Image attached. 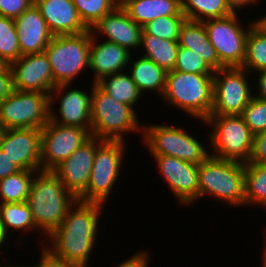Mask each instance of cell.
Returning <instances> with one entry per match:
<instances>
[{"instance_id": "1", "label": "cell", "mask_w": 266, "mask_h": 267, "mask_svg": "<svg viewBox=\"0 0 266 267\" xmlns=\"http://www.w3.org/2000/svg\"><path fill=\"white\" fill-rule=\"evenodd\" d=\"M104 206L77 200L60 226L41 241V249L58 261L89 267L92 251L99 246L96 243L100 237V216Z\"/></svg>"}, {"instance_id": "2", "label": "cell", "mask_w": 266, "mask_h": 267, "mask_svg": "<svg viewBox=\"0 0 266 267\" xmlns=\"http://www.w3.org/2000/svg\"><path fill=\"white\" fill-rule=\"evenodd\" d=\"M77 200L52 171L35 173L26 202L40 235H44L41 239L60 226Z\"/></svg>"}, {"instance_id": "3", "label": "cell", "mask_w": 266, "mask_h": 267, "mask_svg": "<svg viewBox=\"0 0 266 267\" xmlns=\"http://www.w3.org/2000/svg\"><path fill=\"white\" fill-rule=\"evenodd\" d=\"M162 98L166 106L176 107L203 122L213 106V75L168 71Z\"/></svg>"}, {"instance_id": "4", "label": "cell", "mask_w": 266, "mask_h": 267, "mask_svg": "<svg viewBox=\"0 0 266 267\" xmlns=\"http://www.w3.org/2000/svg\"><path fill=\"white\" fill-rule=\"evenodd\" d=\"M198 173V201L209 196L230 207L245 206V163L210 155L198 165Z\"/></svg>"}, {"instance_id": "5", "label": "cell", "mask_w": 266, "mask_h": 267, "mask_svg": "<svg viewBox=\"0 0 266 267\" xmlns=\"http://www.w3.org/2000/svg\"><path fill=\"white\" fill-rule=\"evenodd\" d=\"M91 135L102 140L126 141L125 134L140 133L143 123L138 113L125 103L109 96L97 83H92Z\"/></svg>"}, {"instance_id": "6", "label": "cell", "mask_w": 266, "mask_h": 267, "mask_svg": "<svg viewBox=\"0 0 266 267\" xmlns=\"http://www.w3.org/2000/svg\"><path fill=\"white\" fill-rule=\"evenodd\" d=\"M188 131L176 124L143 123L142 138L150 155H166L200 165L211 151Z\"/></svg>"}, {"instance_id": "7", "label": "cell", "mask_w": 266, "mask_h": 267, "mask_svg": "<svg viewBox=\"0 0 266 267\" xmlns=\"http://www.w3.org/2000/svg\"><path fill=\"white\" fill-rule=\"evenodd\" d=\"M90 41V29L80 34L53 36L44 52L51 65L55 87L72 85V81L89 69Z\"/></svg>"}, {"instance_id": "8", "label": "cell", "mask_w": 266, "mask_h": 267, "mask_svg": "<svg viewBox=\"0 0 266 267\" xmlns=\"http://www.w3.org/2000/svg\"><path fill=\"white\" fill-rule=\"evenodd\" d=\"M203 123L210 128L207 142L212 156L242 163L249 161L254 135L241 115H210Z\"/></svg>"}, {"instance_id": "9", "label": "cell", "mask_w": 266, "mask_h": 267, "mask_svg": "<svg viewBox=\"0 0 266 267\" xmlns=\"http://www.w3.org/2000/svg\"><path fill=\"white\" fill-rule=\"evenodd\" d=\"M127 142L103 140L96 147L89 182L78 201L107 204L117 180L121 177Z\"/></svg>"}, {"instance_id": "10", "label": "cell", "mask_w": 266, "mask_h": 267, "mask_svg": "<svg viewBox=\"0 0 266 267\" xmlns=\"http://www.w3.org/2000/svg\"><path fill=\"white\" fill-rule=\"evenodd\" d=\"M237 14L203 21L208 39L215 48L220 63L225 68L242 67L246 56V39L255 21L248 28Z\"/></svg>"}, {"instance_id": "11", "label": "cell", "mask_w": 266, "mask_h": 267, "mask_svg": "<svg viewBox=\"0 0 266 267\" xmlns=\"http://www.w3.org/2000/svg\"><path fill=\"white\" fill-rule=\"evenodd\" d=\"M49 95L13 89L0 102L2 129H42L49 122Z\"/></svg>"}, {"instance_id": "12", "label": "cell", "mask_w": 266, "mask_h": 267, "mask_svg": "<svg viewBox=\"0 0 266 267\" xmlns=\"http://www.w3.org/2000/svg\"><path fill=\"white\" fill-rule=\"evenodd\" d=\"M250 75L241 67L216 70L213 75V106L210 115H241L254 96V89L248 80Z\"/></svg>"}, {"instance_id": "13", "label": "cell", "mask_w": 266, "mask_h": 267, "mask_svg": "<svg viewBox=\"0 0 266 267\" xmlns=\"http://www.w3.org/2000/svg\"><path fill=\"white\" fill-rule=\"evenodd\" d=\"M92 137L86 128L49 122L41 129V169L52 171Z\"/></svg>"}, {"instance_id": "14", "label": "cell", "mask_w": 266, "mask_h": 267, "mask_svg": "<svg viewBox=\"0 0 266 267\" xmlns=\"http://www.w3.org/2000/svg\"><path fill=\"white\" fill-rule=\"evenodd\" d=\"M70 86L57 85L50 92L49 120L63 126L86 128L91 132L92 86L89 93V90L85 91L81 87L70 89ZM56 103H59L56 106L58 111L53 108Z\"/></svg>"}, {"instance_id": "15", "label": "cell", "mask_w": 266, "mask_h": 267, "mask_svg": "<svg viewBox=\"0 0 266 267\" xmlns=\"http://www.w3.org/2000/svg\"><path fill=\"white\" fill-rule=\"evenodd\" d=\"M152 158L166 186L178 200V205L193 206V203L198 201V165L166 155H152Z\"/></svg>"}, {"instance_id": "16", "label": "cell", "mask_w": 266, "mask_h": 267, "mask_svg": "<svg viewBox=\"0 0 266 267\" xmlns=\"http://www.w3.org/2000/svg\"><path fill=\"white\" fill-rule=\"evenodd\" d=\"M0 148L20 170H42L41 129H2Z\"/></svg>"}, {"instance_id": "17", "label": "cell", "mask_w": 266, "mask_h": 267, "mask_svg": "<svg viewBox=\"0 0 266 267\" xmlns=\"http://www.w3.org/2000/svg\"><path fill=\"white\" fill-rule=\"evenodd\" d=\"M13 89L50 95L55 88L52 69L45 52L22 55L11 63Z\"/></svg>"}, {"instance_id": "18", "label": "cell", "mask_w": 266, "mask_h": 267, "mask_svg": "<svg viewBox=\"0 0 266 267\" xmlns=\"http://www.w3.org/2000/svg\"><path fill=\"white\" fill-rule=\"evenodd\" d=\"M102 141V139L92 136L82 146L78 147L69 158L52 170L65 185V188L77 199L87 188L96 147Z\"/></svg>"}, {"instance_id": "19", "label": "cell", "mask_w": 266, "mask_h": 267, "mask_svg": "<svg viewBox=\"0 0 266 267\" xmlns=\"http://www.w3.org/2000/svg\"><path fill=\"white\" fill-rule=\"evenodd\" d=\"M90 31L94 37H103L100 38L102 41L116 43L132 53L136 49L142 52L140 47L143 26L132 20L121 6L106 14Z\"/></svg>"}, {"instance_id": "20", "label": "cell", "mask_w": 266, "mask_h": 267, "mask_svg": "<svg viewBox=\"0 0 266 267\" xmlns=\"http://www.w3.org/2000/svg\"><path fill=\"white\" fill-rule=\"evenodd\" d=\"M132 52L109 41H101L91 34L89 70L93 75L92 83L103 77L126 70L130 64Z\"/></svg>"}, {"instance_id": "21", "label": "cell", "mask_w": 266, "mask_h": 267, "mask_svg": "<svg viewBox=\"0 0 266 267\" xmlns=\"http://www.w3.org/2000/svg\"><path fill=\"white\" fill-rule=\"evenodd\" d=\"M53 36L80 34L89 29L72 0H34Z\"/></svg>"}, {"instance_id": "22", "label": "cell", "mask_w": 266, "mask_h": 267, "mask_svg": "<svg viewBox=\"0 0 266 267\" xmlns=\"http://www.w3.org/2000/svg\"><path fill=\"white\" fill-rule=\"evenodd\" d=\"M14 21L21 55L44 52L53 35L36 5L33 4Z\"/></svg>"}, {"instance_id": "23", "label": "cell", "mask_w": 266, "mask_h": 267, "mask_svg": "<svg viewBox=\"0 0 266 267\" xmlns=\"http://www.w3.org/2000/svg\"><path fill=\"white\" fill-rule=\"evenodd\" d=\"M178 43L201 57L214 71L225 68L208 39L203 22L186 19L181 26Z\"/></svg>"}, {"instance_id": "24", "label": "cell", "mask_w": 266, "mask_h": 267, "mask_svg": "<svg viewBox=\"0 0 266 267\" xmlns=\"http://www.w3.org/2000/svg\"><path fill=\"white\" fill-rule=\"evenodd\" d=\"M0 227L3 235L10 240L9 237L11 234L21 233V237H14V240L18 243L24 244L25 239H23V235L27 233L31 234L36 231L38 234L39 229L37 228L32 212L30 210L27 202H11V203H0ZM20 231V232H19ZM33 231V232H32ZM10 232V233H9ZM25 232V234H23ZM21 239V240H20ZM21 241V242H19Z\"/></svg>"}, {"instance_id": "25", "label": "cell", "mask_w": 266, "mask_h": 267, "mask_svg": "<svg viewBox=\"0 0 266 267\" xmlns=\"http://www.w3.org/2000/svg\"><path fill=\"white\" fill-rule=\"evenodd\" d=\"M121 7L140 26L162 16H185L181 0H127Z\"/></svg>"}, {"instance_id": "26", "label": "cell", "mask_w": 266, "mask_h": 267, "mask_svg": "<svg viewBox=\"0 0 266 267\" xmlns=\"http://www.w3.org/2000/svg\"><path fill=\"white\" fill-rule=\"evenodd\" d=\"M132 57L133 58L130 59V64H132H129L127 69L140 93L145 95L148 91H151V93L154 91L156 95L158 93L159 96H162L165 89L167 72L154 61L142 57L141 55L137 58L135 57V59L133 55Z\"/></svg>"}, {"instance_id": "27", "label": "cell", "mask_w": 266, "mask_h": 267, "mask_svg": "<svg viewBox=\"0 0 266 267\" xmlns=\"http://www.w3.org/2000/svg\"><path fill=\"white\" fill-rule=\"evenodd\" d=\"M179 47L178 40H167L142 32L141 48L147 59L154 61L166 72L174 70Z\"/></svg>"}, {"instance_id": "28", "label": "cell", "mask_w": 266, "mask_h": 267, "mask_svg": "<svg viewBox=\"0 0 266 267\" xmlns=\"http://www.w3.org/2000/svg\"><path fill=\"white\" fill-rule=\"evenodd\" d=\"M97 84L114 100L130 105L135 111H137L136 105L144 97L131 79L128 70L105 76Z\"/></svg>"}, {"instance_id": "29", "label": "cell", "mask_w": 266, "mask_h": 267, "mask_svg": "<svg viewBox=\"0 0 266 267\" xmlns=\"http://www.w3.org/2000/svg\"><path fill=\"white\" fill-rule=\"evenodd\" d=\"M245 206L266 211V164L245 163Z\"/></svg>"}, {"instance_id": "30", "label": "cell", "mask_w": 266, "mask_h": 267, "mask_svg": "<svg viewBox=\"0 0 266 267\" xmlns=\"http://www.w3.org/2000/svg\"><path fill=\"white\" fill-rule=\"evenodd\" d=\"M35 173L20 170L0 180V203L26 202Z\"/></svg>"}, {"instance_id": "31", "label": "cell", "mask_w": 266, "mask_h": 267, "mask_svg": "<svg viewBox=\"0 0 266 267\" xmlns=\"http://www.w3.org/2000/svg\"><path fill=\"white\" fill-rule=\"evenodd\" d=\"M181 10L188 20L201 22L232 14L225 0H181Z\"/></svg>"}, {"instance_id": "32", "label": "cell", "mask_w": 266, "mask_h": 267, "mask_svg": "<svg viewBox=\"0 0 266 267\" xmlns=\"http://www.w3.org/2000/svg\"><path fill=\"white\" fill-rule=\"evenodd\" d=\"M250 74L266 70V34L254 25L246 39V56L242 65Z\"/></svg>"}, {"instance_id": "33", "label": "cell", "mask_w": 266, "mask_h": 267, "mask_svg": "<svg viewBox=\"0 0 266 267\" xmlns=\"http://www.w3.org/2000/svg\"><path fill=\"white\" fill-rule=\"evenodd\" d=\"M72 2L88 29L117 7L113 0H72Z\"/></svg>"}, {"instance_id": "34", "label": "cell", "mask_w": 266, "mask_h": 267, "mask_svg": "<svg viewBox=\"0 0 266 267\" xmlns=\"http://www.w3.org/2000/svg\"><path fill=\"white\" fill-rule=\"evenodd\" d=\"M0 56L10 64L22 56L15 21L4 16H0Z\"/></svg>"}, {"instance_id": "35", "label": "cell", "mask_w": 266, "mask_h": 267, "mask_svg": "<svg viewBox=\"0 0 266 267\" xmlns=\"http://www.w3.org/2000/svg\"><path fill=\"white\" fill-rule=\"evenodd\" d=\"M186 16H162L146 23L143 31L167 40H178L180 29Z\"/></svg>"}, {"instance_id": "36", "label": "cell", "mask_w": 266, "mask_h": 267, "mask_svg": "<svg viewBox=\"0 0 266 267\" xmlns=\"http://www.w3.org/2000/svg\"><path fill=\"white\" fill-rule=\"evenodd\" d=\"M175 71L202 75H214V70L197 54L186 47H178Z\"/></svg>"}, {"instance_id": "37", "label": "cell", "mask_w": 266, "mask_h": 267, "mask_svg": "<svg viewBox=\"0 0 266 267\" xmlns=\"http://www.w3.org/2000/svg\"><path fill=\"white\" fill-rule=\"evenodd\" d=\"M241 117L253 135L266 131V100L253 96Z\"/></svg>"}, {"instance_id": "38", "label": "cell", "mask_w": 266, "mask_h": 267, "mask_svg": "<svg viewBox=\"0 0 266 267\" xmlns=\"http://www.w3.org/2000/svg\"><path fill=\"white\" fill-rule=\"evenodd\" d=\"M34 4V0H0V16L15 19Z\"/></svg>"}, {"instance_id": "39", "label": "cell", "mask_w": 266, "mask_h": 267, "mask_svg": "<svg viewBox=\"0 0 266 267\" xmlns=\"http://www.w3.org/2000/svg\"><path fill=\"white\" fill-rule=\"evenodd\" d=\"M248 162L266 164V131L253 136V149Z\"/></svg>"}, {"instance_id": "40", "label": "cell", "mask_w": 266, "mask_h": 267, "mask_svg": "<svg viewBox=\"0 0 266 267\" xmlns=\"http://www.w3.org/2000/svg\"><path fill=\"white\" fill-rule=\"evenodd\" d=\"M149 254L148 251H139L129 258L123 259V261L118 263L115 267H149L151 263V255Z\"/></svg>"}, {"instance_id": "41", "label": "cell", "mask_w": 266, "mask_h": 267, "mask_svg": "<svg viewBox=\"0 0 266 267\" xmlns=\"http://www.w3.org/2000/svg\"><path fill=\"white\" fill-rule=\"evenodd\" d=\"M41 252H40V256H39V262H37V264L35 265V263L32 265H28V267H80V266H76L70 263H65V262H61L58 261L54 258H51L44 250H42L40 248Z\"/></svg>"}, {"instance_id": "42", "label": "cell", "mask_w": 266, "mask_h": 267, "mask_svg": "<svg viewBox=\"0 0 266 267\" xmlns=\"http://www.w3.org/2000/svg\"><path fill=\"white\" fill-rule=\"evenodd\" d=\"M20 169L8 158L6 153L0 148V180L3 178L15 174Z\"/></svg>"}, {"instance_id": "43", "label": "cell", "mask_w": 266, "mask_h": 267, "mask_svg": "<svg viewBox=\"0 0 266 267\" xmlns=\"http://www.w3.org/2000/svg\"><path fill=\"white\" fill-rule=\"evenodd\" d=\"M13 91V80L11 68L7 72L0 73V102H2Z\"/></svg>"}, {"instance_id": "44", "label": "cell", "mask_w": 266, "mask_h": 267, "mask_svg": "<svg viewBox=\"0 0 266 267\" xmlns=\"http://www.w3.org/2000/svg\"><path fill=\"white\" fill-rule=\"evenodd\" d=\"M254 75H257L256 80L258 81H254V83L256 82L257 84H254L253 89L254 90V96L259 98V99H263L266 100V70L260 71L258 73H254ZM257 85V86H256Z\"/></svg>"}, {"instance_id": "45", "label": "cell", "mask_w": 266, "mask_h": 267, "mask_svg": "<svg viewBox=\"0 0 266 267\" xmlns=\"http://www.w3.org/2000/svg\"><path fill=\"white\" fill-rule=\"evenodd\" d=\"M225 1L230 12L232 14H237L239 9H244L252 5L260 4L259 1L261 0H225Z\"/></svg>"}, {"instance_id": "46", "label": "cell", "mask_w": 266, "mask_h": 267, "mask_svg": "<svg viewBox=\"0 0 266 267\" xmlns=\"http://www.w3.org/2000/svg\"><path fill=\"white\" fill-rule=\"evenodd\" d=\"M263 16V17H262ZM255 25L266 34V14L254 19Z\"/></svg>"}, {"instance_id": "47", "label": "cell", "mask_w": 266, "mask_h": 267, "mask_svg": "<svg viewBox=\"0 0 266 267\" xmlns=\"http://www.w3.org/2000/svg\"><path fill=\"white\" fill-rule=\"evenodd\" d=\"M11 68V64L0 56V73L7 72Z\"/></svg>"}, {"instance_id": "48", "label": "cell", "mask_w": 266, "mask_h": 267, "mask_svg": "<svg viewBox=\"0 0 266 267\" xmlns=\"http://www.w3.org/2000/svg\"><path fill=\"white\" fill-rule=\"evenodd\" d=\"M265 230H266V229H265ZM265 230H264V232H263V233L265 234V235H264V241H265V242H264V246H265V247L263 246V252L261 253V254H262V255H261V256H262V260H261V261H262V262H261L262 267H266V231H265Z\"/></svg>"}, {"instance_id": "49", "label": "cell", "mask_w": 266, "mask_h": 267, "mask_svg": "<svg viewBox=\"0 0 266 267\" xmlns=\"http://www.w3.org/2000/svg\"><path fill=\"white\" fill-rule=\"evenodd\" d=\"M7 240L8 239L3 235L1 227H0V251H1L0 253H1V255L4 253V250H2L1 247H4L3 245H7L6 244L8 242Z\"/></svg>"}, {"instance_id": "50", "label": "cell", "mask_w": 266, "mask_h": 267, "mask_svg": "<svg viewBox=\"0 0 266 267\" xmlns=\"http://www.w3.org/2000/svg\"><path fill=\"white\" fill-rule=\"evenodd\" d=\"M10 264L11 263H9V264L5 263L4 264L5 266L4 265H0V267H28L27 264L26 265H24V264L23 265H20V264L19 265H15V264L14 265H10Z\"/></svg>"}, {"instance_id": "51", "label": "cell", "mask_w": 266, "mask_h": 267, "mask_svg": "<svg viewBox=\"0 0 266 267\" xmlns=\"http://www.w3.org/2000/svg\"><path fill=\"white\" fill-rule=\"evenodd\" d=\"M117 6H122L127 0H113Z\"/></svg>"}]
</instances>
